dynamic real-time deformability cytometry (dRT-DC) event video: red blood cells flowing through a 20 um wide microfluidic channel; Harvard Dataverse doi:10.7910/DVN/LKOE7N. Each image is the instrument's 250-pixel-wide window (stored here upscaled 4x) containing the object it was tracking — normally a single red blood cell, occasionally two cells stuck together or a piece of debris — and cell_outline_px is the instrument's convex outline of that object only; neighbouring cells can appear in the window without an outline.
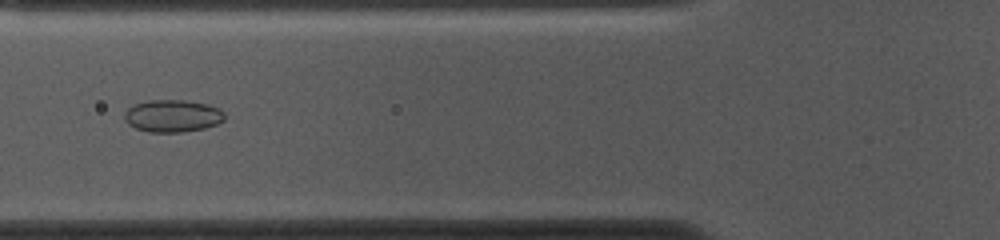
{"species": "common noctule bat (a hibernating species)", "species_latin": "Nyctalus noctula", "temperature_condition": "cold", "stored_images_in_passage": 53, "camera_frame_rate_fps": 3000, "um_per_image_px": 0.085, "animal": {"sex": "female", "body_mass_g": 10.0, "forearm_length_mm": 53.1}, "frame": {"image": 1, "passage_image": 18, "time_ms": 5.667, "image_size_px": [1000, 240], "cell_outline_px": [[224, 120], [216, 124], [204, 128], [180, 132], [148, 132], [136, 128], [128, 124], [124, 120], [124, 112], [128, 108], [136, 104], [148, 100], [184, 100], [208, 104], [220, 108], [224, 112]], "centroid_in_image_um": [14.66, 9.85], "position_along_channel_um": 111.1, "area_um2": 18.9}}
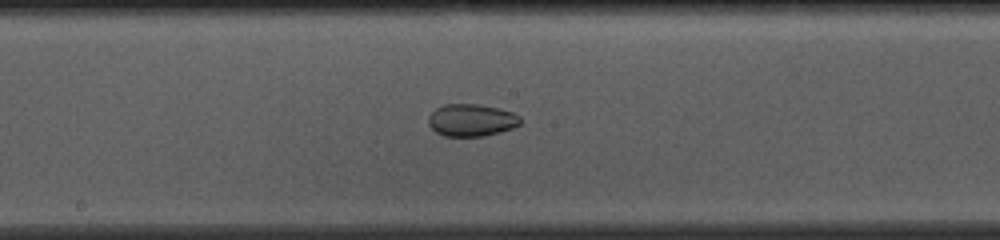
{"frame": {"image": 2, "passage_image": 26, "time_ms": 8.333, "image_size_px": [1000, 240], "cell_outline_px": [[520, 124], [512, 128], [500, 132], [484, 136], [444, 136], [436, 132], [428, 124], [428, 116], [436, 108], [444, 104], [480, 104], [512, 112], [520, 116]], "centroid_in_image_um": [40.05, 10.21], "position_along_channel_um": 208.1, "area_um2": 17.28}}
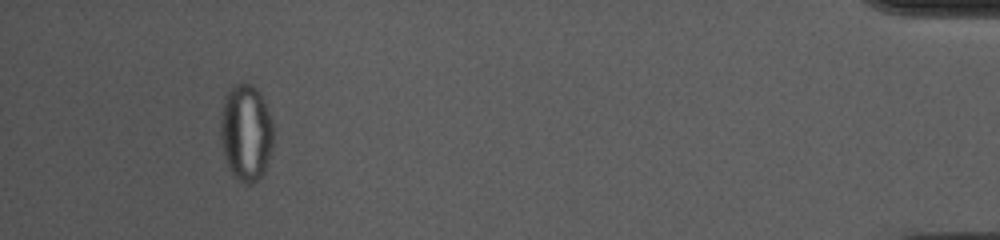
{"frame": {"image": 3, "passage_image": 49, "time_ms": 16.0, "image_size_px": [1000, 240], "cell_outline_px": [[272, 148], [264, 172], [260, 180], [252, 184], [244, 184], [228, 168], [220, 144], [220, 120], [224, 96], [240, 80], [248, 80], [260, 92], [264, 100], [272, 120]], "centroid_in_image_um": [20.9, 11.24], "position_along_channel_um": 414.3, "area_um2": 30.35}, "authors_computed_cell_mechanics": {"area_um2": 23.2356, "velocity_mm_per_s": 3.6351, "shape_relaxation_time_tau1_ms": null, "shape_relaxation_time_tau2_ms": 2.0128, "deformation_change_tau1": null, "deformation_change_tau2": 0.051}}